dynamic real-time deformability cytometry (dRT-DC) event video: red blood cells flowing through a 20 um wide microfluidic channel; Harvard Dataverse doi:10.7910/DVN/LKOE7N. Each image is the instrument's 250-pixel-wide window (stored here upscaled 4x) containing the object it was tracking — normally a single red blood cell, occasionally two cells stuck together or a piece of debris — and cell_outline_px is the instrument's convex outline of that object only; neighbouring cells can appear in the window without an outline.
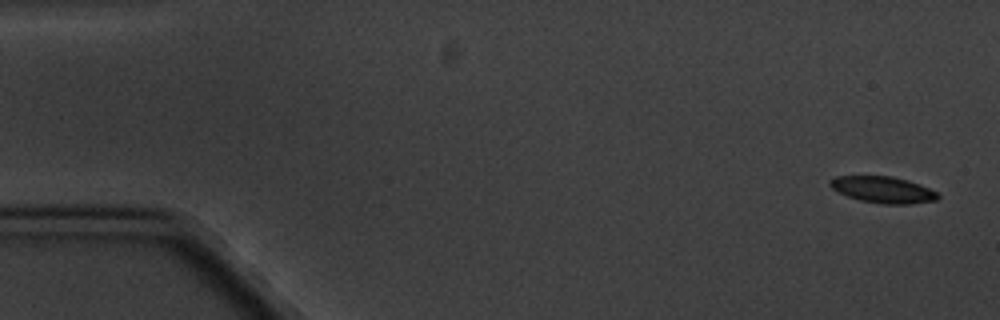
{"species": "common noctule bat (a hibernating species)", "species_latin": "Nyctalus noctula", "temperature_condition": "cold", "stored_images_in_passage": 6, "camera_frame_rate_fps": 3000, "um_per_image_px": 0.085, "animal": {"sex": "male", "body_mass_g": 20.1, "forearm_length_mm": 53.5}, "frame": {"image": 1, "passage_image": 1, "time_ms": 0.0, "image_size_px": [1000, 320], "cell_outline_px": [[940, 196], [936, 200], [912, 204], [880, 204], [860, 200], [848, 196], [832, 188], [828, 184], [828, 180], [836, 176], [892, 176], [908, 180], [920, 184], [936, 192]], "centroid_in_image_um": [75.05, 16.12], "position_along_channel_um": 10.0, "area_um2": 16.65}}
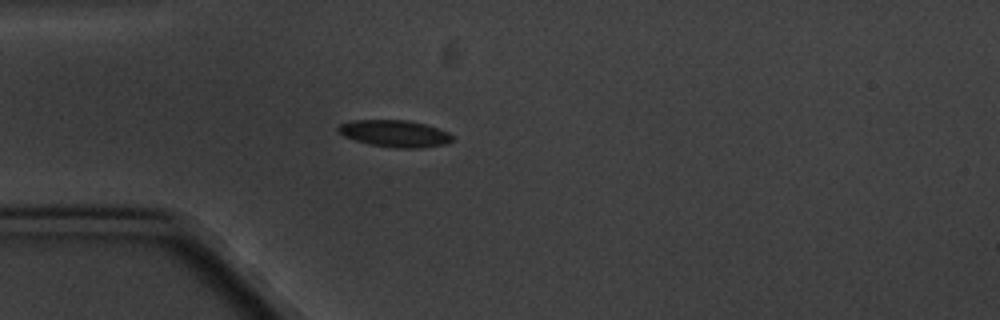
{"frame": {"image": 2, "passage_image": 5, "time_ms": 4.667, "image_size_px": [1000, 320], "cell_outline_px": [[452, 140], [448, 144], [420, 148], [396, 148], [372, 144], [356, 140], [344, 136], [336, 132], [336, 128], [340, 124], [352, 120], [408, 120], [424, 124], [448, 132], [452, 136]], "centroid_in_image_um": [33.54, 11.35], "position_along_channel_um": 51.5, "area_um2": 17.8}}